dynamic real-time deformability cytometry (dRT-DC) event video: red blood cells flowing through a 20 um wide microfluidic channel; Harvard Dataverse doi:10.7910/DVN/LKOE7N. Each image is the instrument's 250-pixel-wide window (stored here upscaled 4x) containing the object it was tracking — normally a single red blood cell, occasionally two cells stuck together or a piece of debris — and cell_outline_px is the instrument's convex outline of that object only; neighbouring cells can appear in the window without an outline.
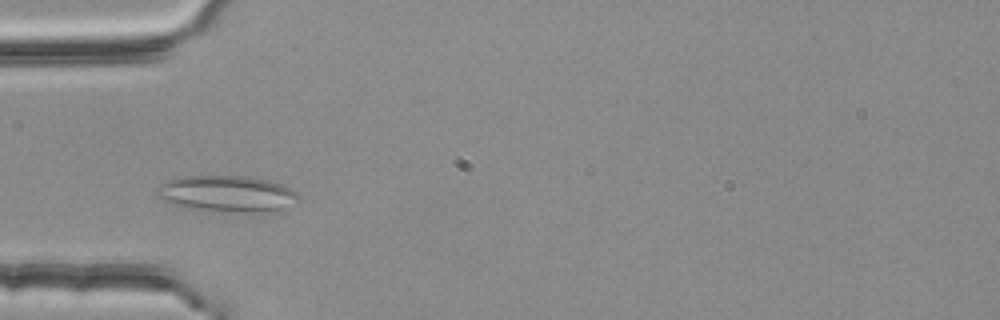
{"species": "common noctule bat (a hibernating species)", "species_latin": "Nyctalus noctula", "temperature_condition": "room temperature", "stored_images_in_passage": 4, "camera_frame_rate_fps": 3000, "um_per_image_px": 0.085, "animal": {"sex": "female", "body_mass_g": 25.1}, "frame": {"image": 1, "passage_image": 2, "time_ms": 0.333, "image_size_px": [1000, 320], "cell_outline_px": [[300, 200], [276, 212], [228, 212], [184, 208], [160, 200], [156, 196], [156, 188], [164, 180], [180, 176], [248, 176], [268, 180], [292, 188], [300, 196]], "centroid_in_image_um": [19.26, 16.47], "position_along_channel_um": 65.7, "area_um2": 30.69}}